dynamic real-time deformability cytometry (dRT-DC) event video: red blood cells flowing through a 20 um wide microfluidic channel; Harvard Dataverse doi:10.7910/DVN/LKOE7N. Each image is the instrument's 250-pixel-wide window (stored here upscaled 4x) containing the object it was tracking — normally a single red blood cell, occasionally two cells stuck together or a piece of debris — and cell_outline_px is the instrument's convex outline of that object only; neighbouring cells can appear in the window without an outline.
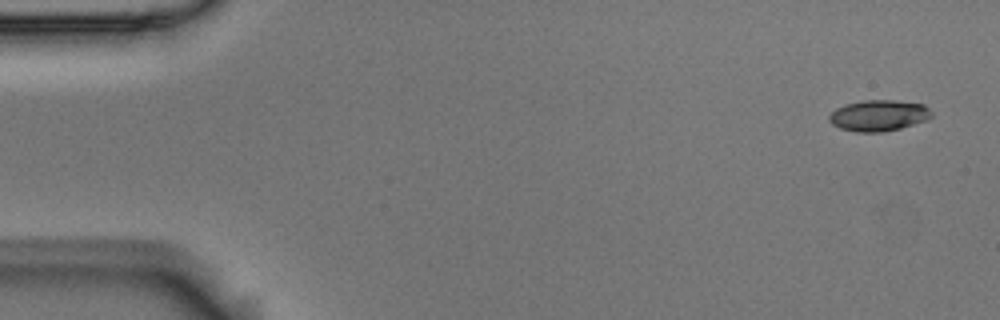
{"species": "Egyptian fruit bat (a non-hibernating species)", "species_latin": "Rousettus aegyptiacus", "temperature_condition": "room temperature", "stored_images_in_passage": 6, "segment_of_instrument_passage": [1, 2], "camera_frame_rate_fps": 3000, "um_per_image_px": 0.085, "animal": {"sex": "male"}, "frame": {"image": 1, "passage_image": 1, "time_ms": 0.0, "image_size_px": [1000, 320], "cell_outline_px": [[932, 116], [928, 120], [900, 128], [884, 132], [856, 132], [840, 128], [832, 124], [828, 120], [828, 116], [836, 108], [844, 104], [864, 100], [892, 100], [924, 104], [932, 112]], "centroid_in_image_um": [74.68, 9.82], "position_along_channel_um": 10.3, "area_um2": 18.67}}